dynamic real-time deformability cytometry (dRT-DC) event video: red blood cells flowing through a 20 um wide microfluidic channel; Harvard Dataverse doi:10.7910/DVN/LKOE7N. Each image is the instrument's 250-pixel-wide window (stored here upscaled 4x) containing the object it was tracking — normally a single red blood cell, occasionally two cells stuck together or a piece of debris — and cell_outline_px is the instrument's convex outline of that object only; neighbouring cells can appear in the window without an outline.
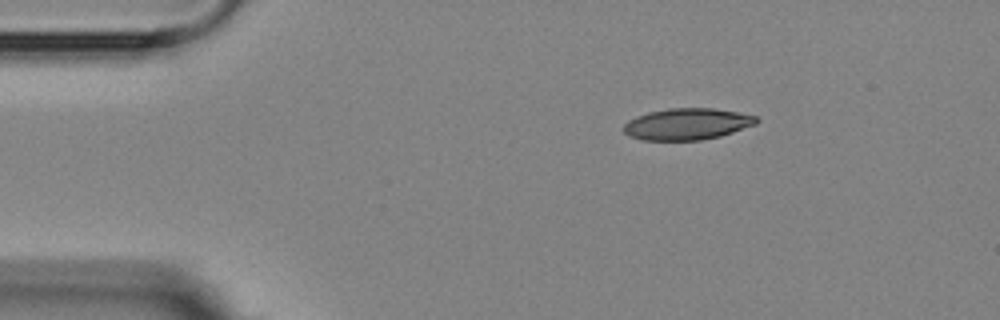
{"species": "Egyptian fruit bat (a non-hibernating species)", "species_latin": "Rousettus aegyptiacus", "temperature_condition": "room temperature", "stored_images_in_passage": 3, "camera_frame_rate_fps": 3000, "um_per_image_px": 0.085, "animal": {"sex": "female"}, "frame": {"image": 1, "passage_image": 1, "time_ms": 0.0, "image_size_px": [1000, 320], "cell_outline_px": [[760, 120], [756, 124], [720, 136], [700, 140], [640, 140], [628, 136], [624, 132], [624, 124], [628, 120], [636, 116], [648, 112], [668, 108], [712, 108], [740, 112], [756, 116]], "centroid_in_image_um": [58.39, 10.54], "position_along_channel_um": 26.6, "area_um2": 24.51}}
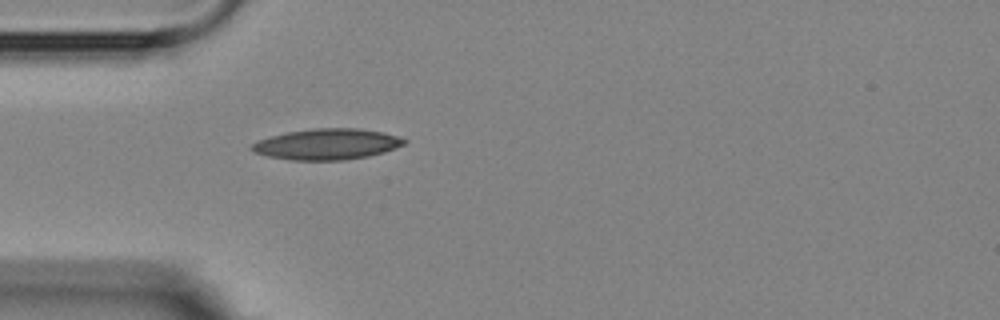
{"frame": {"image": 2, "passage_image": 3, "time_ms": 2.333, "image_size_px": [1000, 320], "cell_outline_px": [[408, 140], [404, 144], [384, 152], [368, 156], [344, 160], [292, 160], [268, 156], [252, 152], [248, 148], [252, 144], [260, 140], [272, 136], [288, 132], [312, 128], [360, 128], [384, 132]], "centroid_in_image_um": [27.79, 12.25], "position_along_channel_um": 57.2, "area_um2": 27.4}}